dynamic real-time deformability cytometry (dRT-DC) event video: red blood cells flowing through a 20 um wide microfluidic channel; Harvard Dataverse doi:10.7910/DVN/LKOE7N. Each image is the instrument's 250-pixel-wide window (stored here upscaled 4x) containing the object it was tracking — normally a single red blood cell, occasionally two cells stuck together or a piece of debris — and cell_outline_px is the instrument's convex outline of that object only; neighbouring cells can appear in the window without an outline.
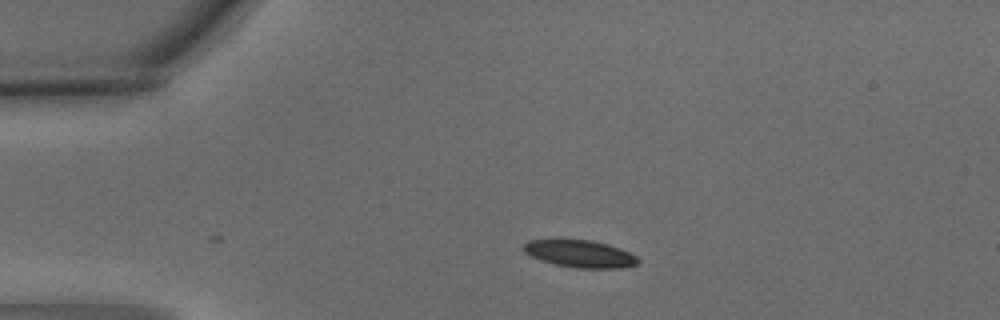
{"species": "common noctule bat (a hibernating species)", "species_latin": "Nyctalus noctula", "temperature_condition": "warm", "stored_images_in_passage": 2, "camera_frame_rate_fps": 3000, "um_per_image_px": 0.085, "animal": {"sex": "male", "body_mass_g": 15.6}, "frame": {"image": 1, "passage_image": 2, "time_ms": 0.333, "image_size_px": [1000, 320], "cell_outline_px": [[640, 260], [636, 264], [620, 268], [576, 268], [556, 264], [540, 260], [524, 252], [524, 244], [528, 240], [560, 236], [592, 240], [608, 244], [620, 248], [636, 256]], "centroid_in_image_um": [49.23, 21.51], "position_along_channel_um": 35.8, "area_um2": 18.9}}